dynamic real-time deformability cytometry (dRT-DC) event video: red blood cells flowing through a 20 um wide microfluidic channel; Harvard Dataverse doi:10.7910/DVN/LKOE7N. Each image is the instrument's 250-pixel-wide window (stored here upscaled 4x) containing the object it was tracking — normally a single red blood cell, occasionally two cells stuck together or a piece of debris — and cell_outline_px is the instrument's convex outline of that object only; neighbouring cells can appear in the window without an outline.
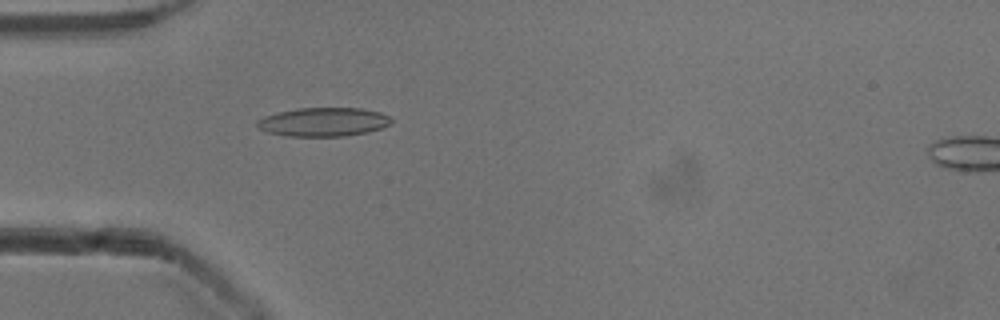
{"species": "common noctule bat (a hibernating species)", "species_latin": "Nyctalus noctula", "temperature_condition": "cold", "stored_images_in_passage": 53, "camera_frame_rate_fps": 3000, "um_per_image_px": 0.085, "animal": {"sex": "male", "body_mass_g": 13.3}, "frame": {"image": 1, "passage_image": 16, "time_ms": 5.0, "image_size_px": [1000, 320], "cell_outline_px": [[392, 120], [388, 124], [380, 128], [368, 132], [344, 136], [288, 136], [268, 132], [260, 128], [256, 124], [256, 120], [264, 116], [280, 112], [300, 108], [360, 108], [380, 112], [388, 116]], "centroid_in_image_um": [27.48, 10.36], "position_along_channel_um": 57.5, "area_um2": 22.25}}
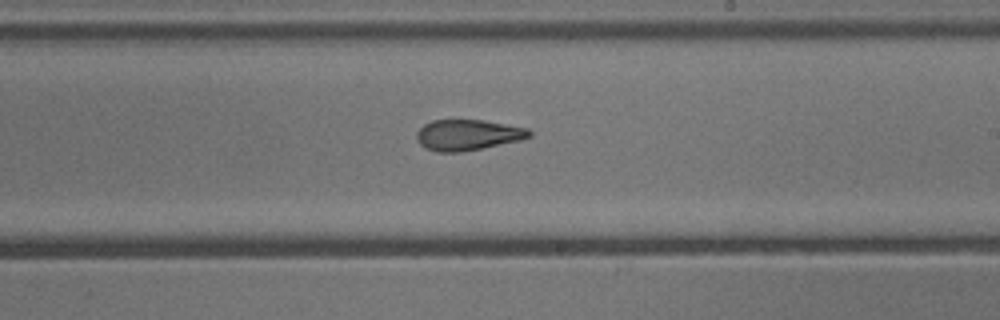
{"frame": {"image": 2, "passage_image": 31, "time_ms": 10.0, "image_size_px": [1000, 320], "cell_outline_px": [[532, 136], [520, 140], [460, 152], [436, 152], [424, 148], [416, 140], [416, 132], [424, 124], [432, 120], [480, 120], [528, 128], [532, 132]], "centroid_in_image_um": [39.72, 11.47], "position_along_channel_um": 249.3, "area_um2": 20.11}}
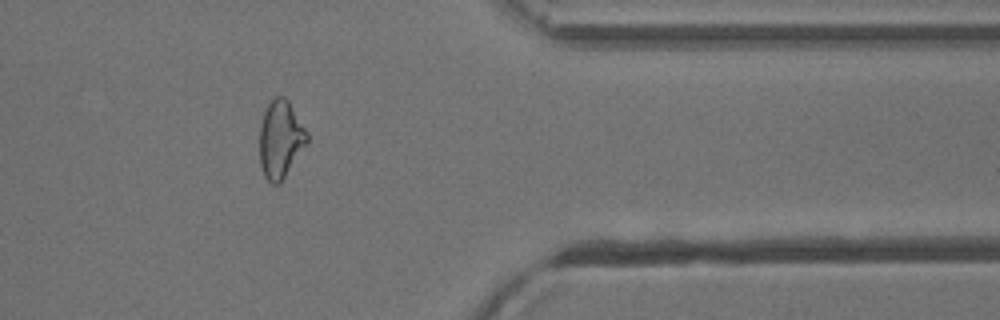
{"frame": {"image": 3, "passage_image": 43, "time_ms": 14.0, "image_size_px": [1000, 320], "cell_outline_px": [[308, 140], [280, 184], [272, 184], [264, 176], [260, 164], [260, 124], [264, 112], [268, 104], [276, 96], [284, 96], [288, 100], [308, 132]], "centroid_in_image_um": [23.83, 11.83], "position_along_channel_um": 387.6, "area_um2": 21.27}, "authors_computed_cell_mechanics": {"area_um2": 21.5016, "velocity_mm_per_s": 3.9071, "shape_relaxation_time_tau1_ms": 7.8867, "shape_relaxation_time_tau2_ms": 2.9334, "deformation_change_tau1": 0.208, "deformation_change_tau2": 0.1059}}